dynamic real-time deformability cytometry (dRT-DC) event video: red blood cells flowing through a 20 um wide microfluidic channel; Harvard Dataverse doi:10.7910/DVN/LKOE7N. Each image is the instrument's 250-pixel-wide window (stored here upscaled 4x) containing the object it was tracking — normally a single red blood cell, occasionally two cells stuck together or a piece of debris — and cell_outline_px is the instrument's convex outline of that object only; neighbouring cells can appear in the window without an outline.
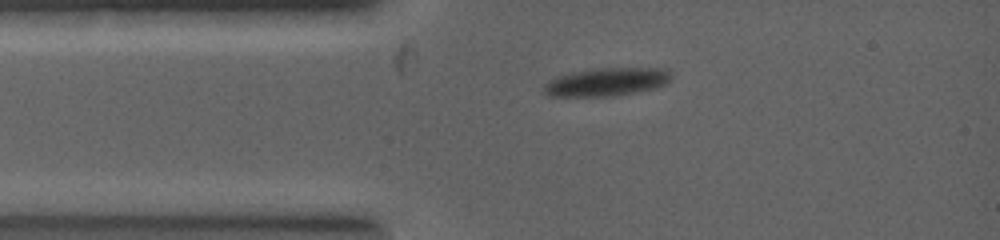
{"species": "common noctule bat (a hibernating species)", "species_latin": "Nyctalus noctula", "temperature_condition": "warm", "stored_images_in_passage": 3, "camera_frame_rate_fps": 5000, "um_per_image_px": 0.085, "animal": {"sex": "female", "body_mass_g": 19.0, "forearm_length_mm": 53.3}, "frame": {"image": 1, "passage_image": 1, "time_ms": 0.0, "image_size_px": [1000, 240], "cell_outline_px": [[672, 76], [664, 84], [652, 88], [632, 92], [604, 96], [548, 96], [544, 92], [544, 88], [552, 80], [560, 76], [576, 72], [600, 68], [656, 68], [668, 72]], "centroid_in_image_um": [51.55, 6.96], "position_along_channel_um": 33.4, "area_um2": 19.88}}
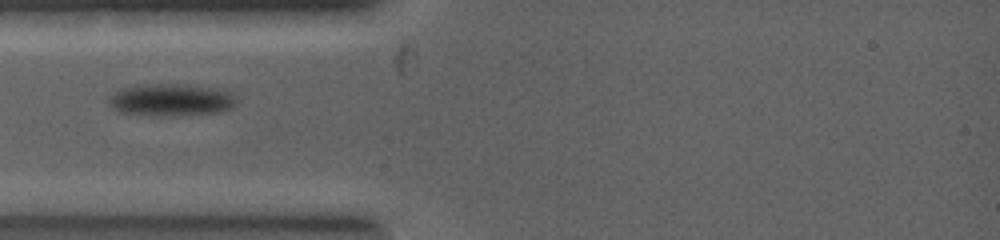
{"frame": {"image": 2, "passage_image": 2, "time_ms": 0.8, "image_size_px": [1000, 240], "cell_outline_px": [[232, 104], [228, 108], [216, 112], [164, 116], [160, 116], [116, 112], [112, 108], [112, 96], [116, 92], [124, 88], [160, 84], [176, 84], [208, 88], [220, 92], [228, 96], [232, 100]], "centroid_in_image_um": [14.39, 8.52], "position_along_channel_um": 70.6, "area_um2": 22.25}}